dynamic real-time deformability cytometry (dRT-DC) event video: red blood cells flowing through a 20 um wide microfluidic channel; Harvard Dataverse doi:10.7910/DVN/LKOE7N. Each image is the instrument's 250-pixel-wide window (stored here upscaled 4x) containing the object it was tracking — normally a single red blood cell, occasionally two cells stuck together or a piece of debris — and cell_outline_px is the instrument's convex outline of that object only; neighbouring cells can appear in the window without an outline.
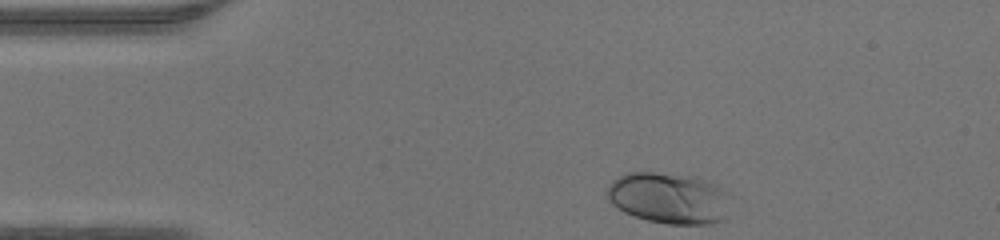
{"species": "human", "species_latin": "Homo sapiens", "temperature_condition": "warm", "stored_images_in_passage": 31, "camera_frame_rate_fps": 3000, "um_per_image_px": 0.085, "donor": {"sex": "male"}, "frame": {"image": 1, "passage_image": 1, "time_ms": 0.0, "image_size_px": [1000, 240], "cell_outline_px": [[728, 192], [724, 220], [708, 224], [668, 224], [648, 220], [624, 212], [616, 208], [608, 200], [604, 192], [608, 184], [612, 180], [628, 172], [652, 172], [696, 176], [716, 184]], "centroid_in_image_um": [56.8, 16.82], "position_along_channel_um": 28.2, "area_um2": 36.99}}
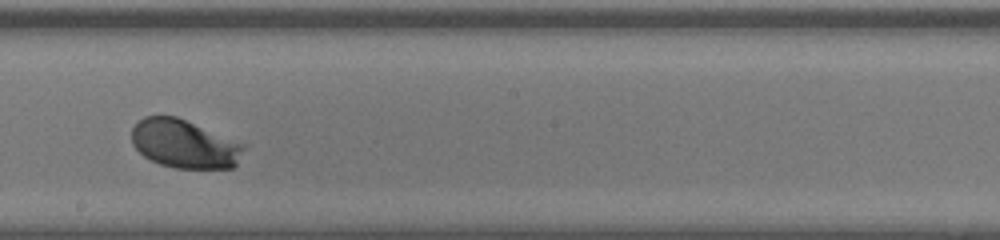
{"frame": {"image": 2, "passage_image": 19, "time_ms": 6.0, "image_size_px": [1000, 240], "cell_outline_px": [[248, 148], [236, 164], [232, 168], [176, 168], [160, 164], [144, 156], [132, 144], [132, 128], [144, 116], [176, 116], [248, 144]], "centroid_in_image_um": [15.74, 12.23], "position_along_channel_um": 232.5, "area_um2": 31.96}}
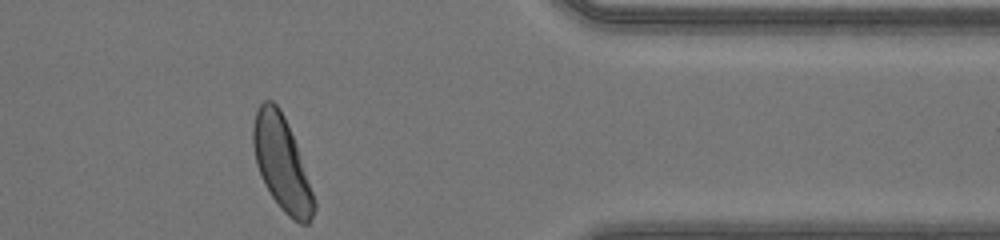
{"frame": {"image": 3, "passage_image": 31, "time_ms": 10.0, "image_size_px": [1000, 240], "cell_outline_px": [[316, 208], [308, 224], [300, 224], [292, 220], [280, 208], [264, 184], [256, 164], [252, 144], [252, 128], [256, 112], [260, 104], [264, 100], [272, 100], [280, 108], [284, 116], [296, 144], [316, 200]], "centroid_in_image_um": [23.95, 13.91], "position_along_channel_um": 387.5, "area_um2": 33.29}}